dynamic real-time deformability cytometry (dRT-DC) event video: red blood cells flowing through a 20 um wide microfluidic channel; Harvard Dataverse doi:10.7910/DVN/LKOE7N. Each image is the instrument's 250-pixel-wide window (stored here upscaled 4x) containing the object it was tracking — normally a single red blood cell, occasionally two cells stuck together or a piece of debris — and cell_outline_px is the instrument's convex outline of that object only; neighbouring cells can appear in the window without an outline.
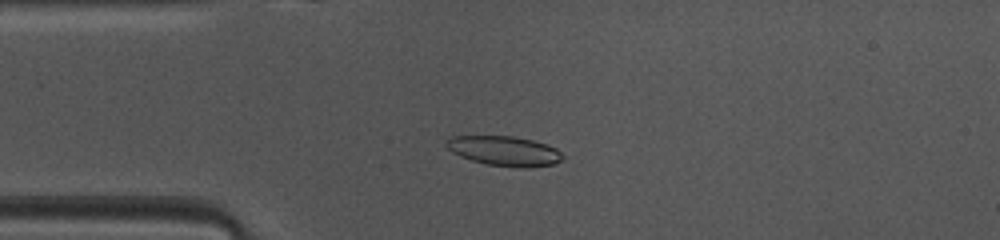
{"species": "common noctule bat (a hibernating species)", "species_latin": "Nyctalus noctula", "temperature_condition": "warm", "stored_images_in_passage": 47, "camera_frame_rate_fps": 3000, "um_per_image_px": 0.085, "animal": {"sex": "female", "body_mass_g": 10.0, "forearm_length_mm": 53.1}, "frame": {"image": 1, "passage_image": 10, "time_ms": 3.0, "image_size_px": [1000, 240], "cell_outline_px": [[564, 160], [552, 164], [528, 168], [516, 168], [488, 164], [472, 160], [460, 156], [452, 152], [444, 144], [444, 140], [452, 136], [512, 136], [532, 140], [548, 144], [556, 148], [564, 156]], "centroid_in_image_um": [42.88, 12.83], "position_along_channel_um": 42.1, "area_um2": 20.35}}
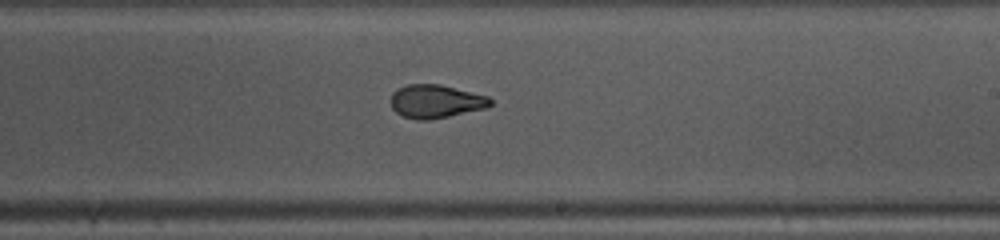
{"frame": {"image": 2, "passage_image": 26, "time_ms": 8.333, "image_size_px": [1000, 240], "cell_outline_px": [[492, 104], [488, 108], [432, 120], [416, 120], [404, 116], [396, 112], [392, 108], [388, 100], [392, 92], [396, 88], [408, 84], [440, 84], [488, 96], [492, 100]], "centroid_in_image_um": [37.01, 8.62], "position_along_channel_um": 252.0, "area_um2": 19.77}}
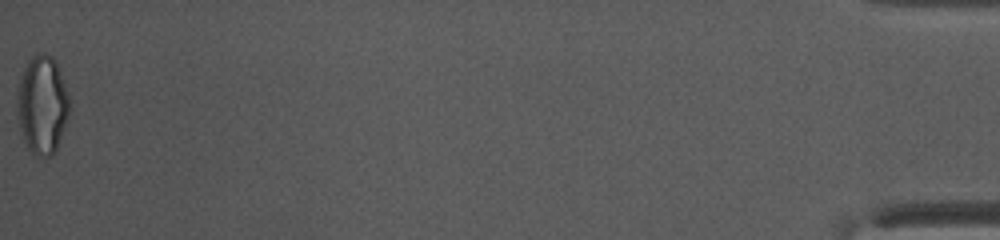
{"frame": {"image": 3, "passage_image": 47, "time_ms": 15.333, "image_size_px": [1000, 240], "cell_outline_px": [[68, 116], [56, 148], [52, 156], [36, 156], [28, 148], [24, 140], [20, 128], [16, 108], [20, 80], [24, 68], [28, 60], [32, 56], [44, 52], [52, 56], [56, 60], [68, 92]], "centroid_in_image_um": [3.59, 8.88], "position_along_channel_um": 431.6, "area_um2": 29.65}, "authors_computed_cell_mechanics": {"area_um2": 19.9988, "velocity_mm_per_s": 4.1128, "shape_relaxation_time_tau1_ms": 3.6664, "shape_relaxation_time_tau2_ms": 1.3737, "deformation_change_tau1": 0.1528, "deformation_change_tau2": 0.0783}}